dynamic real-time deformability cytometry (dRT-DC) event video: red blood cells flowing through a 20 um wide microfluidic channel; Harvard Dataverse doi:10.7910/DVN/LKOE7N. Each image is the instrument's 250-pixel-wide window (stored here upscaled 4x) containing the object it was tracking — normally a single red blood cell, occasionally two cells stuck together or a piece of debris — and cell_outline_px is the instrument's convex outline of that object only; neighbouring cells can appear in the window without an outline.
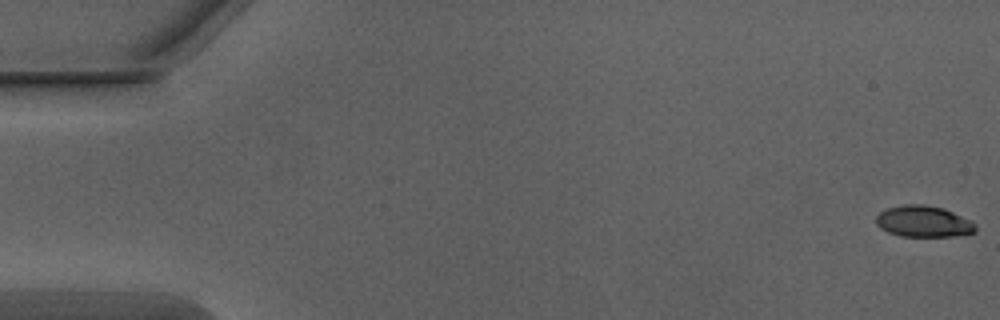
{"species": "Egyptian fruit bat (a non-hibernating species)", "species_latin": "Rousettus aegyptiacus", "temperature_condition": "warm", "stored_images_in_passage": 17, "camera_frame_rate_fps": 3000, "um_per_image_px": 0.085, "animal": {"sex": "male"}, "frame": {"image": 1, "passage_image": 1, "time_ms": 0.0, "image_size_px": [1000, 320], "cell_outline_px": [[976, 232], [952, 236], [900, 236], [888, 232], [880, 228], [876, 224], [876, 216], [884, 208], [904, 204], [924, 204], [944, 208], [972, 220], [976, 224]], "centroid_in_image_um": [78.49, 18.81], "position_along_channel_um": 6.5, "area_um2": 18.38}}
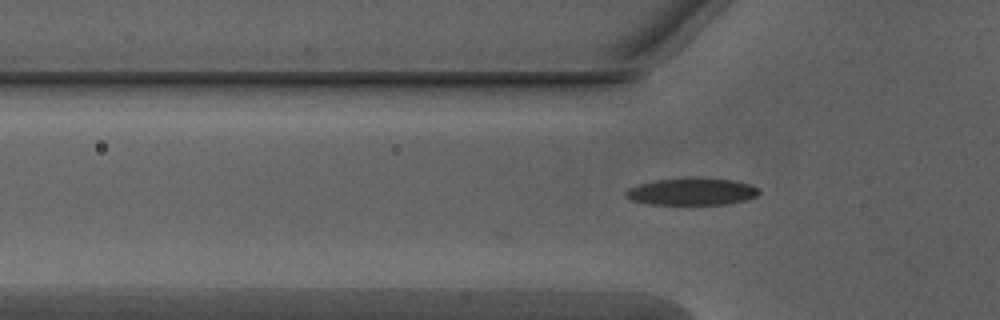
{"frame": {"image": 2, "passage_image": 17, "time_ms": 5.333, "image_size_px": [1000, 320], "cell_outline_px": [[760, 192], [756, 196], [744, 200], [724, 204], [648, 204], [632, 200], [624, 196], [624, 192], [628, 188], [640, 184], [656, 180], [684, 176], [696, 176], [736, 180], [752, 184], [760, 188]], "centroid_in_image_um": [58.82, 16.25], "position_along_channel_um": 67.0, "area_um2": 21.62}}